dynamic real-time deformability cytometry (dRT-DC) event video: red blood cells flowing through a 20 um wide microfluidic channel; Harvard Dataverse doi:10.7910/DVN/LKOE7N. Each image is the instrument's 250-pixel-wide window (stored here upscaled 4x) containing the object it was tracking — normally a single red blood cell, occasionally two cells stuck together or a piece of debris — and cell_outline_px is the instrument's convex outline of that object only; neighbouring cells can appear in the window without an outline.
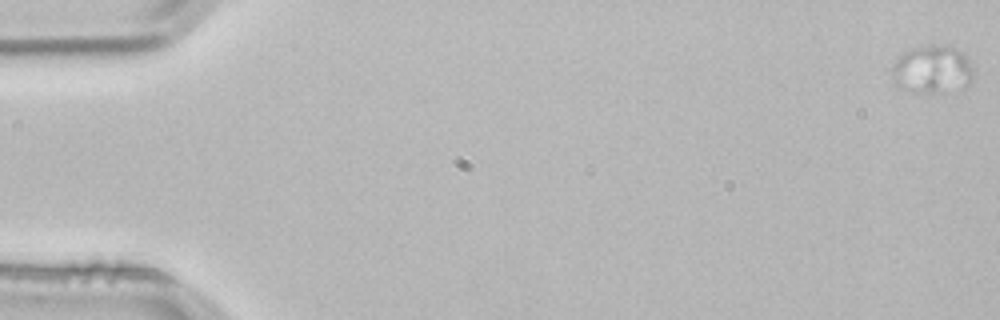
{"species": "common noctule bat (a hibernating species)", "species_latin": "Nyctalus noctula", "temperature_condition": "room temperature", "stored_images_in_passage": 4, "segment_of_instrument_passage": [1, 2], "camera_frame_rate_fps": 3000, "um_per_image_px": 0.085, "animal": {"sex": "male", "body_mass_g": 21.5, "forearm_length_mm": 52.0}, "frame": {"image": 1, "passage_image": 1, "time_ms": 0.0, "image_size_px": [1000, 320], "cell_outline_px": [[972, 76], [968, 84], [964, 88], [932, 92], [916, 92], [900, 88], [892, 84], [892, 68], [896, 60], [904, 52], [912, 48], [928, 44], [936, 44], [952, 48], [964, 52], [968, 56], [972, 68]], "centroid_in_image_um": [79.22, 5.89], "position_along_channel_um": 5.8, "area_um2": 22.77}}